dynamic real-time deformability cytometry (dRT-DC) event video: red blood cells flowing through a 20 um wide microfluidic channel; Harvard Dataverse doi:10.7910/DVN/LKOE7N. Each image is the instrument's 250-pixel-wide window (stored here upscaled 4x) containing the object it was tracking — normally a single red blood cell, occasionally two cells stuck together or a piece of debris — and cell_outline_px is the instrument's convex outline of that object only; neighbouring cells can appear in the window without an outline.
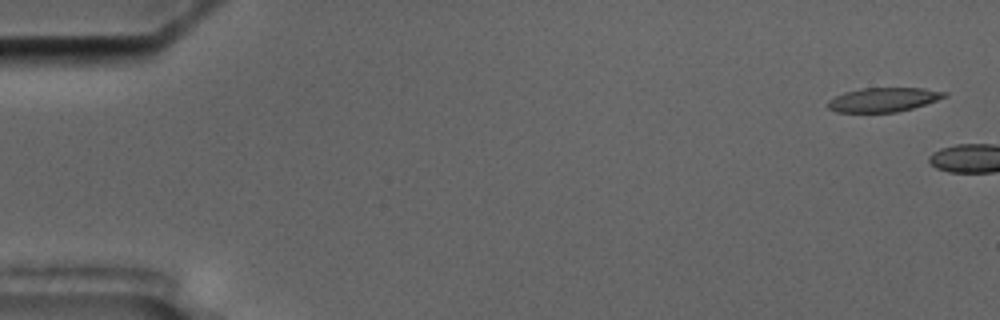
{"species": "common noctule bat (a hibernating species)", "species_latin": "Nyctalus noctula", "temperature_condition": "cold", "stored_images_in_passage": 5, "camera_frame_rate_fps": 3000, "um_per_image_px": 0.085, "animal": {"sex": "male", "body_mass_g": 17.5, "forearm_length_mm": 52.3}, "frame": {"image": 1, "passage_image": 1, "time_ms": 0.0, "image_size_px": [1000, 320], "cell_outline_px": [[948, 96], [912, 108], [896, 112], [836, 112], [828, 108], [828, 100], [844, 92], [860, 88], [924, 88], [948, 92]], "centroid_in_image_um": [75.08, 8.46], "position_along_channel_um": 9.9, "area_um2": 16.36}}